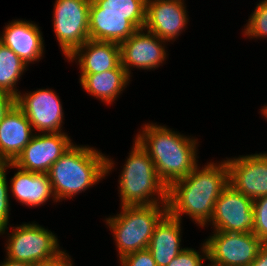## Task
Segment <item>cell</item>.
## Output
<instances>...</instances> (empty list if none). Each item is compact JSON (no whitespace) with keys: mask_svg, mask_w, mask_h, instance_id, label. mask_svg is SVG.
I'll list each match as a JSON object with an SVG mask.
<instances>
[{"mask_svg":"<svg viewBox=\"0 0 267 266\" xmlns=\"http://www.w3.org/2000/svg\"><path fill=\"white\" fill-rule=\"evenodd\" d=\"M199 169L197 165L186 177L168 187L167 212L179 220L183 214L189 215L204 227L213 216L216 200L229 186V171L226 160Z\"/></svg>","mask_w":267,"mask_h":266,"instance_id":"1","label":"cell"},{"mask_svg":"<svg viewBox=\"0 0 267 266\" xmlns=\"http://www.w3.org/2000/svg\"><path fill=\"white\" fill-rule=\"evenodd\" d=\"M139 133L134 140L151 157L158 177L167 187L186 177L198 165L197 139L153 123L144 124Z\"/></svg>","mask_w":267,"mask_h":266,"instance_id":"2","label":"cell"},{"mask_svg":"<svg viewBox=\"0 0 267 266\" xmlns=\"http://www.w3.org/2000/svg\"><path fill=\"white\" fill-rule=\"evenodd\" d=\"M114 162L89 146L71 147L51 166L48 176L57 201L97 184L114 169Z\"/></svg>","mask_w":267,"mask_h":266,"instance_id":"3","label":"cell"},{"mask_svg":"<svg viewBox=\"0 0 267 266\" xmlns=\"http://www.w3.org/2000/svg\"><path fill=\"white\" fill-rule=\"evenodd\" d=\"M134 142L119 179L121 206L167 204L168 187L158 177L151 157Z\"/></svg>","mask_w":267,"mask_h":266,"instance_id":"4","label":"cell"},{"mask_svg":"<svg viewBox=\"0 0 267 266\" xmlns=\"http://www.w3.org/2000/svg\"><path fill=\"white\" fill-rule=\"evenodd\" d=\"M120 208L122 211L119 214L106 219L114 235L119 259L127 254L148 249L155 225L167 213V204Z\"/></svg>","mask_w":267,"mask_h":266,"instance_id":"5","label":"cell"},{"mask_svg":"<svg viewBox=\"0 0 267 266\" xmlns=\"http://www.w3.org/2000/svg\"><path fill=\"white\" fill-rule=\"evenodd\" d=\"M6 244V258L33 265L56 258L63 251L55 234L36 223L12 228Z\"/></svg>","mask_w":267,"mask_h":266,"instance_id":"6","label":"cell"},{"mask_svg":"<svg viewBox=\"0 0 267 266\" xmlns=\"http://www.w3.org/2000/svg\"><path fill=\"white\" fill-rule=\"evenodd\" d=\"M91 0H56L53 28L64 56L69 58L89 40V7Z\"/></svg>","mask_w":267,"mask_h":266,"instance_id":"7","label":"cell"},{"mask_svg":"<svg viewBox=\"0 0 267 266\" xmlns=\"http://www.w3.org/2000/svg\"><path fill=\"white\" fill-rule=\"evenodd\" d=\"M213 233L205 241L211 266H251L264 244L253 232Z\"/></svg>","mask_w":267,"mask_h":266,"instance_id":"8","label":"cell"},{"mask_svg":"<svg viewBox=\"0 0 267 266\" xmlns=\"http://www.w3.org/2000/svg\"><path fill=\"white\" fill-rule=\"evenodd\" d=\"M253 201L229 185L215 202L213 216L210 220L214 231L253 232Z\"/></svg>","mask_w":267,"mask_h":266,"instance_id":"9","label":"cell"},{"mask_svg":"<svg viewBox=\"0 0 267 266\" xmlns=\"http://www.w3.org/2000/svg\"><path fill=\"white\" fill-rule=\"evenodd\" d=\"M51 89H39L16 96V105L23 111L33 131L41 133L62 132L63 108L60 98ZM35 129V130H34Z\"/></svg>","mask_w":267,"mask_h":266,"instance_id":"10","label":"cell"},{"mask_svg":"<svg viewBox=\"0 0 267 266\" xmlns=\"http://www.w3.org/2000/svg\"><path fill=\"white\" fill-rule=\"evenodd\" d=\"M72 144L64 132L36 133L12 163L26 171L47 174Z\"/></svg>","mask_w":267,"mask_h":266,"instance_id":"11","label":"cell"},{"mask_svg":"<svg viewBox=\"0 0 267 266\" xmlns=\"http://www.w3.org/2000/svg\"><path fill=\"white\" fill-rule=\"evenodd\" d=\"M229 185L246 197L267 196V153L227 158Z\"/></svg>","mask_w":267,"mask_h":266,"instance_id":"12","label":"cell"},{"mask_svg":"<svg viewBox=\"0 0 267 266\" xmlns=\"http://www.w3.org/2000/svg\"><path fill=\"white\" fill-rule=\"evenodd\" d=\"M143 30H136L127 40L119 44L121 65L129 76L132 66L137 69H156L167 57L166 49L164 45L162 46L166 41Z\"/></svg>","mask_w":267,"mask_h":266,"instance_id":"13","label":"cell"},{"mask_svg":"<svg viewBox=\"0 0 267 266\" xmlns=\"http://www.w3.org/2000/svg\"><path fill=\"white\" fill-rule=\"evenodd\" d=\"M184 0H147L144 30L164 41L176 39L188 23Z\"/></svg>","mask_w":267,"mask_h":266,"instance_id":"14","label":"cell"},{"mask_svg":"<svg viewBox=\"0 0 267 266\" xmlns=\"http://www.w3.org/2000/svg\"><path fill=\"white\" fill-rule=\"evenodd\" d=\"M2 34L0 42L9 47L27 65L41 59L44 53V40L37 24L27 20H14L5 26Z\"/></svg>","mask_w":267,"mask_h":266,"instance_id":"15","label":"cell"},{"mask_svg":"<svg viewBox=\"0 0 267 266\" xmlns=\"http://www.w3.org/2000/svg\"><path fill=\"white\" fill-rule=\"evenodd\" d=\"M23 111L15 104L0 122V164L13 162L34 133Z\"/></svg>","mask_w":267,"mask_h":266,"instance_id":"16","label":"cell"},{"mask_svg":"<svg viewBox=\"0 0 267 266\" xmlns=\"http://www.w3.org/2000/svg\"><path fill=\"white\" fill-rule=\"evenodd\" d=\"M5 167L18 170L10 179V187L13 197L22 205L36 207L45 204L50 197L57 202L48 174L26 171L12 162H6Z\"/></svg>","mask_w":267,"mask_h":266,"instance_id":"17","label":"cell"},{"mask_svg":"<svg viewBox=\"0 0 267 266\" xmlns=\"http://www.w3.org/2000/svg\"><path fill=\"white\" fill-rule=\"evenodd\" d=\"M77 60L81 74L102 73L121 63L120 45L115 42L87 40L67 60Z\"/></svg>","mask_w":267,"mask_h":266,"instance_id":"18","label":"cell"},{"mask_svg":"<svg viewBox=\"0 0 267 266\" xmlns=\"http://www.w3.org/2000/svg\"><path fill=\"white\" fill-rule=\"evenodd\" d=\"M181 220L168 212L155 225L148 250L157 266H167L185 248L181 242Z\"/></svg>","mask_w":267,"mask_h":266,"instance_id":"19","label":"cell"},{"mask_svg":"<svg viewBox=\"0 0 267 266\" xmlns=\"http://www.w3.org/2000/svg\"><path fill=\"white\" fill-rule=\"evenodd\" d=\"M79 80L82 88L91 96L112 104L127 87L130 76L120 63L115 69L102 73L81 74Z\"/></svg>","mask_w":267,"mask_h":266,"instance_id":"20","label":"cell"},{"mask_svg":"<svg viewBox=\"0 0 267 266\" xmlns=\"http://www.w3.org/2000/svg\"><path fill=\"white\" fill-rule=\"evenodd\" d=\"M136 30L128 21V15L89 14V38L91 40L120 44Z\"/></svg>","mask_w":267,"mask_h":266,"instance_id":"21","label":"cell"},{"mask_svg":"<svg viewBox=\"0 0 267 266\" xmlns=\"http://www.w3.org/2000/svg\"><path fill=\"white\" fill-rule=\"evenodd\" d=\"M147 0H91L89 14L128 15V21L138 30L146 20Z\"/></svg>","mask_w":267,"mask_h":266,"instance_id":"22","label":"cell"},{"mask_svg":"<svg viewBox=\"0 0 267 266\" xmlns=\"http://www.w3.org/2000/svg\"><path fill=\"white\" fill-rule=\"evenodd\" d=\"M28 65L9 47L0 42V89L15 97L19 94L15 87ZM18 91V92H17Z\"/></svg>","mask_w":267,"mask_h":266,"instance_id":"23","label":"cell"},{"mask_svg":"<svg viewBox=\"0 0 267 266\" xmlns=\"http://www.w3.org/2000/svg\"><path fill=\"white\" fill-rule=\"evenodd\" d=\"M244 26V35L250 38L267 37V0L260 1Z\"/></svg>","mask_w":267,"mask_h":266,"instance_id":"24","label":"cell"},{"mask_svg":"<svg viewBox=\"0 0 267 266\" xmlns=\"http://www.w3.org/2000/svg\"><path fill=\"white\" fill-rule=\"evenodd\" d=\"M254 229L253 233L263 242L267 243V196L254 199Z\"/></svg>","mask_w":267,"mask_h":266,"instance_id":"25","label":"cell"},{"mask_svg":"<svg viewBox=\"0 0 267 266\" xmlns=\"http://www.w3.org/2000/svg\"><path fill=\"white\" fill-rule=\"evenodd\" d=\"M5 163L0 164V235L5 233L8 229L7 225L9 223V193L8 184L6 176Z\"/></svg>","mask_w":267,"mask_h":266,"instance_id":"26","label":"cell"},{"mask_svg":"<svg viewBox=\"0 0 267 266\" xmlns=\"http://www.w3.org/2000/svg\"><path fill=\"white\" fill-rule=\"evenodd\" d=\"M201 250L203 255H200L199 253L201 252L192 248H185L167 266H204L203 259H208V251L205 242Z\"/></svg>","mask_w":267,"mask_h":266,"instance_id":"27","label":"cell"},{"mask_svg":"<svg viewBox=\"0 0 267 266\" xmlns=\"http://www.w3.org/2000/svg\"><path fill=\"white\" fill-rule=\"evenodd\" d=\"M119 260L121 266H157L148 249L127 254Z\"/></svg>","mask_w":267,"mask_h":266,"instance_id":"28","label":"cell"},{"mask_svg":"<svg viewBox=\"0 0 267 266\" xmlns=\"http://www.w3.org/2000/svg\"><path fill=\"white\" fill-rule=\"evenodd\" d=\"M16 104V97L0 89V122Z\"/></svg>","mask_w":267,"mask_h":266,"instance_id":"29","label":"cell"},{"mask_svg":"<svg viewBox=\"0 0 267 266\" xmlns=\"http://www.w3.org/2000/svg\"><path fill=\"white\" fill-rule=\"evenodd\" d=\"M34 266H73V262L66 251H63L56 258L46 262L37 263Z\"/></svg>","mask_w":267,"mask_h":266,"instance_id":"30","label":"cell"},{"mask_svg":"<svg viewBox=\"0 0 267 266\" xmlns=\"http://www.w3.org/2000/svg\"><path fill=\"white\" fill-rule=\"evenodd\" d=\"M251 266H267V243H264L258 250L255 260Z\"/></svg>","mask_w":267,"mask_h":266,"instance_id":"31","label":"cell"},{"mask_svg":"<svg viewBox=\"0 0 267 266\" xmlns=\"http://www.w3.org/2000/svg\"><path fill=\"white\" fill-rule=\"evenodd\" d=\"M6 260L1 262L0 266H34L31 263L28 262H21V261H14L8 258H5Z\"/></svg>","mask_w":267,"mask_h":266,"instance_id":"32","label":"cell"},{"mask_svg":"<svg viewBox=\"0 0 267 266\" xmlns=\"http://www.w3.org/2000/svg\"><path fill=\"white\" fill-rule=\"evenodd\" d=\"M261 114H263V116L267 119V106H264L261 110Z\"/></svg>","mask_w":267,"mask_h":266,"instance_id":"33","label":"cell"}]
</instances>
